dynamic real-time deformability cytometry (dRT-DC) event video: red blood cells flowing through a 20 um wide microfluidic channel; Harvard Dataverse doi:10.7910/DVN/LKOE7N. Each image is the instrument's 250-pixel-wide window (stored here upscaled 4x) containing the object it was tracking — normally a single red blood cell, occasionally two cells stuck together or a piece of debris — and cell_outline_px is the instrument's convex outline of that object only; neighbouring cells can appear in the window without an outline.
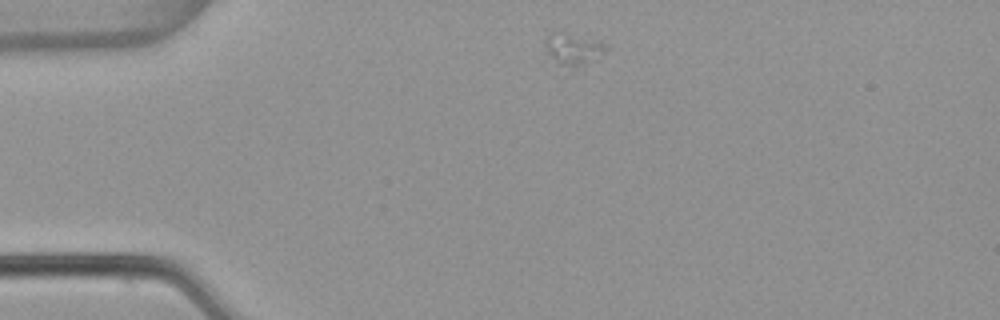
{"species": "common noctule bat (a hibernating species)", "species_latin": "Nyctalus noctula", "temperature_condition": "warm", "stored_images_in_passage": 2, "camera_frame_rate_fps": 3000, "um_per_image_px": 0.085, "animal": {"sex": "female", "body_mass_g": 22.7, "forearm_length_mm": 54.2}, "frame": {"image": 1, "passage_image": 1, "time_ms": 0.0, "image_size_px": [1000, 320], "cell_outline_px": [[612, 48], [572, 68], [556, 64], [548, 52], [544, 44], [544, 40], [552, 32], [604, 44]], "centroid_in_image_um": [48.64, 4.21], "position_along_channel_um": 36.4, "area_um2": 10.12}}